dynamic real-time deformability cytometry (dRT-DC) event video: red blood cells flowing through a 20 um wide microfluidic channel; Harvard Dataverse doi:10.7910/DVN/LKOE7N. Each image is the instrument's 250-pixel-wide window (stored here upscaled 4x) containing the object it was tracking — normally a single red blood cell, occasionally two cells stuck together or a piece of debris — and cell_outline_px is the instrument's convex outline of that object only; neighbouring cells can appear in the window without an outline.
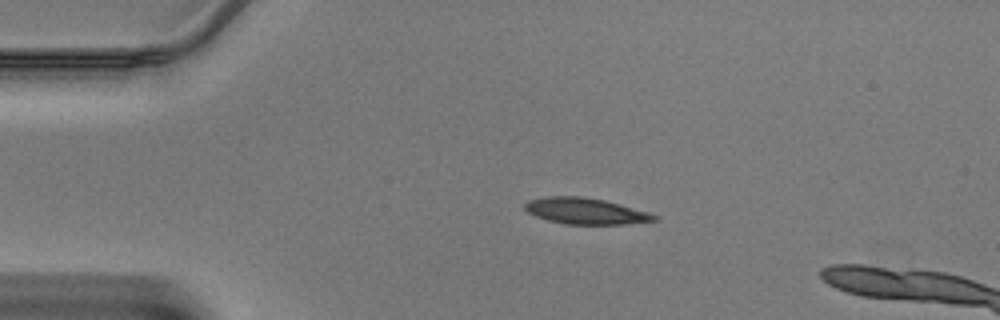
{"species": "Egyptian fruit bat (a non-hibernating species)", "species_latin": "Rousettus aegyptiacus", "temperature_condition": "warm", "stored_images_in_passage": 6, "camera_frame_rate_fps": 3000, "um_per_image_px": 0.085, "animal": {"sex": "male"}, "frame": {"image": 1, "passage_image": 1, "time_ms": 0.0, "image_size_px": [1000, 320], "cell_outline_px": [[660, 216], [656, 220], [624, 224], [564, 224], [548, 220], [536, 216], [528, 212], [524, 208], [524, 204], [528, 200], [548, 196], [580, 196], [604, 200], [620, 204], [648, 212]], "centroid_in_image_um": [49.76, 17.94], "position_along_channel_um": 35.2, "area_um2": 19.65}}